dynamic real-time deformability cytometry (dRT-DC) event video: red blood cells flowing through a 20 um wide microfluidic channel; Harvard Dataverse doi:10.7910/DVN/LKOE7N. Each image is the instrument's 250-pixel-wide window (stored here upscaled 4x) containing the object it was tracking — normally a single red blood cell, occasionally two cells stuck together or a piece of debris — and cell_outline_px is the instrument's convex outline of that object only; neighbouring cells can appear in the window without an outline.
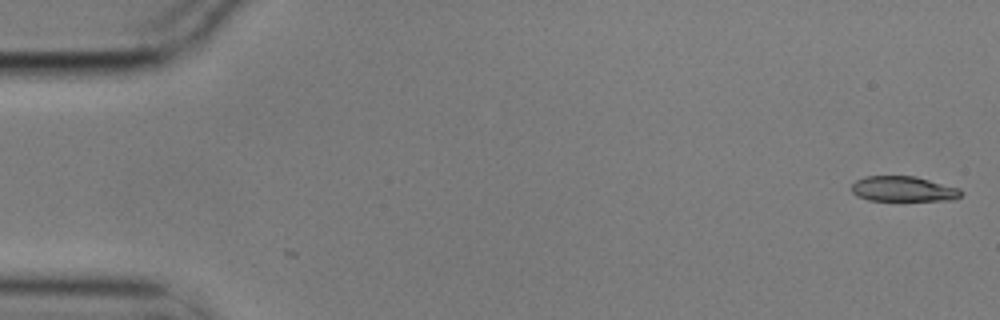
{"species": "common noctule bat (a hibernating species)", "species_latin": "Nyctalus noctula", "temperature_condition": "cold", "stored_images_in_passage": 6, "segment_of_instrument_passage": [1, 2], "camera_frame_rate_fps": 3000, "um_per_image_px": 0.085, "animal": {"sex": "male", "body_mass_g": 17.9}, "frame": {"image": 1, "passage_image": 1, "time_ms": 0.0, "image_size_px": [1000, 320], "cell_outline_px": [[964, 192], [960, 196], [952, 200], [868, 200], [856, 196], [852, 192], [852, 184], [856, 180], [864, 176], [916, 176], [960, 188]], "centroid_in_image_um": [76.78, 16.05], "position_along_channel_um": 8.2, "area_um2": 16.18}}
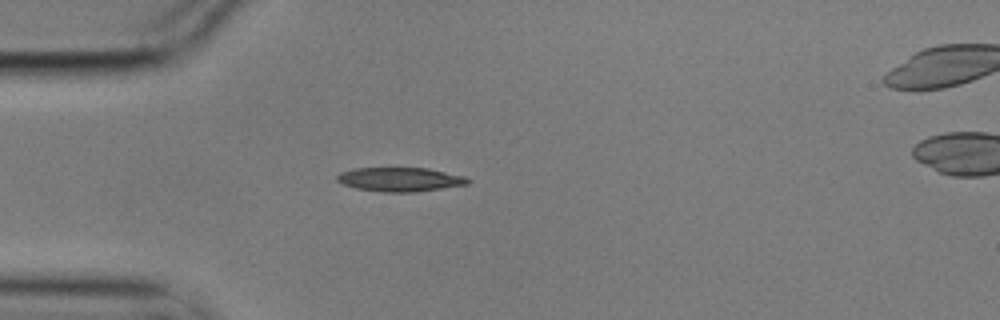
{"frame": {"image": 2, "passage_image": 5, "time_ms": 1.333, "image_size_px": [1000, 320], "cell_outline_px": [[472, 180], [468, 184], [416, 192], [384, 192], [356, 188], [344, 184], [336, 180], [336, 176], [340, 172], [356, 168], [428, 168], [464, 176]], "centroid_in_image_um": [34.01, 15.25], "position_along_channel_um": 51.0, "area_um2": 18.26}}